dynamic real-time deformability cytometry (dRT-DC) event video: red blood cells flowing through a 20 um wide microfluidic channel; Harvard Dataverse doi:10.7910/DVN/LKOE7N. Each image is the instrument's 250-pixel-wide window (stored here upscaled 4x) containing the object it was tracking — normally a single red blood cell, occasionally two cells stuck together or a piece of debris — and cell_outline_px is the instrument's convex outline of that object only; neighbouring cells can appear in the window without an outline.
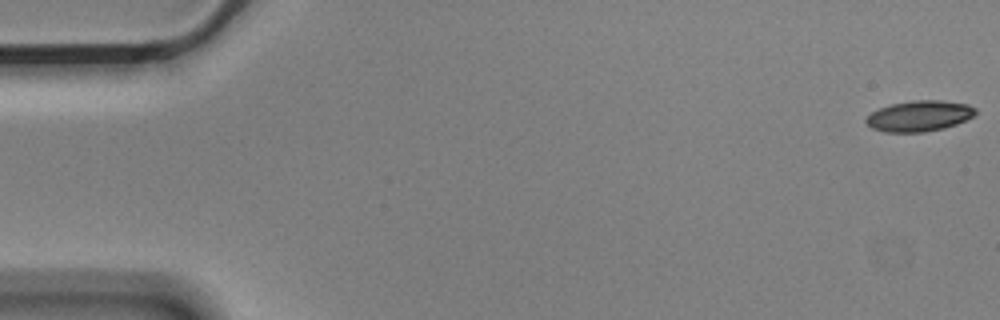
{"species": "Egyptian fruit bat (a non-hibernating species)", "species_latin": "Rousettus aegyptiacus", "temperature_condition": "cold", "stored_images_in_passage": 5, "camera_frame_rate_fps": 3000, "um_per_image_px": 0.085, "animal": {"sex": "male"}, "frame": {"image": 1, "passage_image": 1, "time_ms": 0.0, "image_size_px": [1000, 320], "cell_outline_px": [[976, 112], [972, 116], [956, 124], [944, 128], [924, 132], [884, 132], [872, 128], [864, 120], [872, 112], [880, 108], [892, 104], [912, 100], [944, 100], [968, 104], [976, 108]], "centroid_in_image_um": [78.14, 9.85], "position_along_channel_um": 6.9, "area_um2": 19.54}}
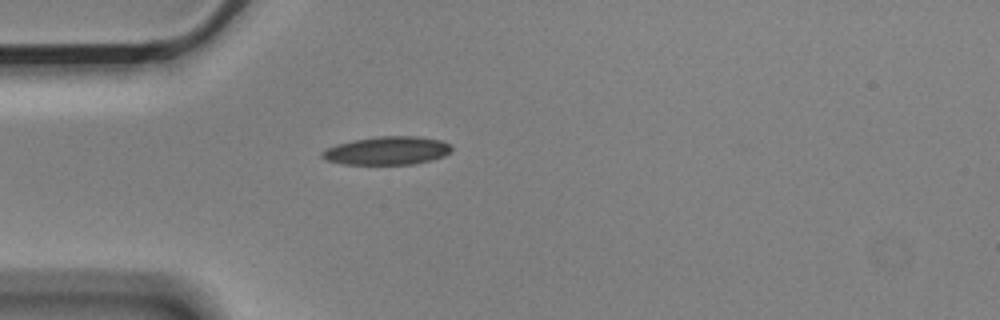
{"frame": {"image": 2, "passage_image": 5, "time_ms": 1.333, "image_size_px": [1000, 320], "cell_outline_px": [[452, 148], [444, 156], [432, 160], [416, 164], [344, 164], [328, 160], [320, 156], [320, 152], [336, 144], [356, 140], [380, 136], [420, 136], [440, 140], [448, 144]], "centroid_in_image_um": [32.92, 12.81], "position_along_channel_um": 52.1, "area_um2": 21.15}}